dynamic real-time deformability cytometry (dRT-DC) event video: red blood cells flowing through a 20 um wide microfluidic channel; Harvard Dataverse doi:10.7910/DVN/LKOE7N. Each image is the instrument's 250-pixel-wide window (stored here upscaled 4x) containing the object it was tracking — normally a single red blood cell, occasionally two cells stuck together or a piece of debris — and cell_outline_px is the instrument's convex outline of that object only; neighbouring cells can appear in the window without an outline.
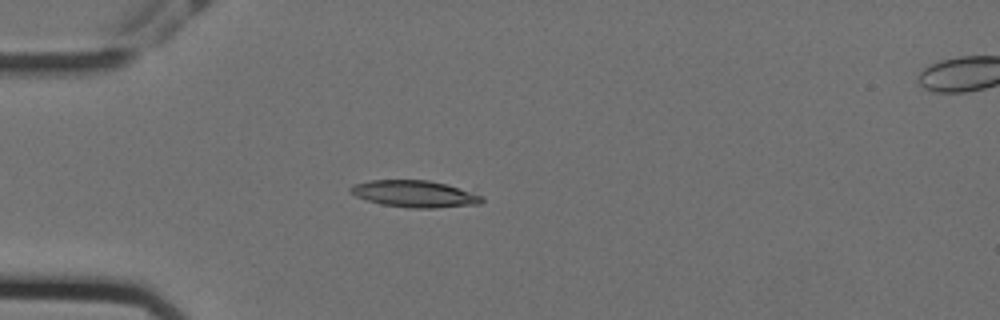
{"species": "Egyptian fruit bat (a non-hibernating species)", "species_latin": "Rousettus aegyptiacus", "temperature_condition": "cold", "stored_images_in_passage": 14, "camera_frame_rate_fps": 3000, "um_per_image_px": 0.085, "animal": {"sex": "female"}, "frame": {"image": 1, "passage_image": 10, "time_ms": 3.0, "image_size_px": [1000, 320], "cell_outline_px": [[484, 200], [480, 204], [436, 208], [408, 208], [380, 204], [356, 196], [348, 188], [356, 184], [372, 180], [428, 180], [448, 184], [484, 196]], "centroid_in_image_um": [35.3, 16.48], "position_along_channel_um": 49.7, "area_um2": 20.52}}